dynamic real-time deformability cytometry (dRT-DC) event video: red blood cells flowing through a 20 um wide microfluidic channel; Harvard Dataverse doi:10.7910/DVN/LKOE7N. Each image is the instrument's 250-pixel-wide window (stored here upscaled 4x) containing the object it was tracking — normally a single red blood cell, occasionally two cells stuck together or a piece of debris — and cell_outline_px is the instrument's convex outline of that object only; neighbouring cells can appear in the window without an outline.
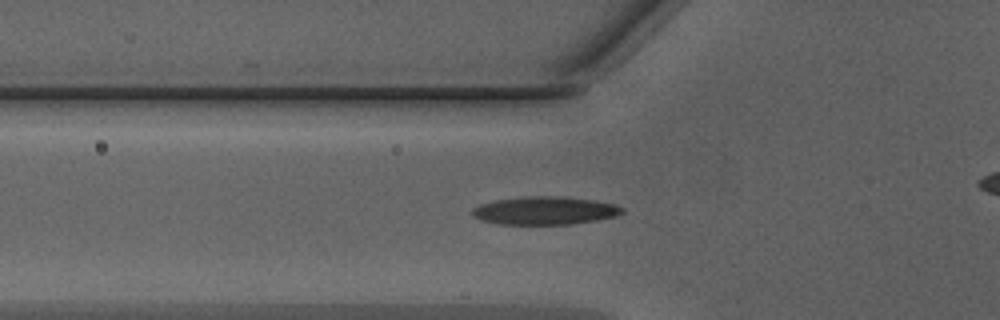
{"species": "Egyptian fruit bat (a non-hibernating species)", "species_latin": "Rousettus aegyptiacus", "temperature_condition": "warm", "stored_images_in_passage": 33, "camera_frame_rate_fps": 3000, "um_per_image_px": 0.085, "animal": {"sex": "male"}, "frame": {"image": 1, "passage_image": 7, "time_ms": 2.0, "image_size_px": [1000, 320], "cell_outline_px": [[624, 212], [616, 216], [596, 220], [568, 224], [496, 224], [480, 220], [472, 216], [468, 212], [472, 208], [480, 204], [496, 200], [528, 196], [560, 196], [592, 200], [616, 204], [624, 208]], "centroid_in_image_um": [46.26, 17.9], "position_along_channel_um": 79.5, "area_um2": 24.62}}
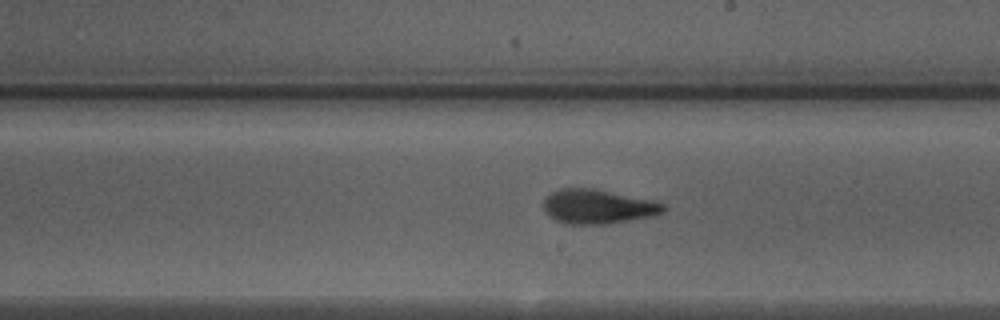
{"frame": {"image": 2, "passage_image": 18, "time_ms": 5.667, "image_size_px": [1000, 320], "cell_outline_px": [[668, 208], [664, 212], [652, 216], [608, 224], [564, 224], [548, 216], [544, 212], [544, 200], [552, 192], [560, 188], [592, 188], [648, 200], [664, 204]], "centroid_in_image_um": [50.78, 17.58], "position_along_channel_um": 238.2, "area_um2": 23.81}}
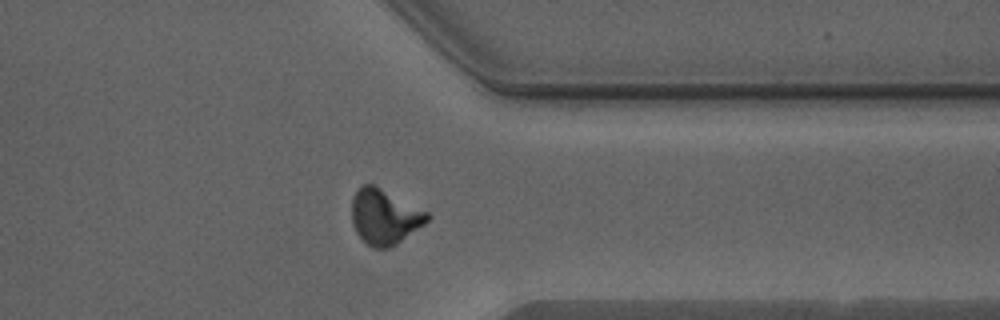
{"frame": {"image": 3, "passage_image": 28, "time_ms": 9.0, "image_size_px": [1000, 320], "cell_outline_px": [[432, 216], [424, 224], [396, 244], [388, 248], [372, 248], [356, 232], [352, 224], [352, 200], [356, 192], [364, 184], [372, 184], [428, 212]], "centroid_in_image_um": [32.68, 18.44], "position_along_channel_um": 378.7, "area_um2": 23.81}}